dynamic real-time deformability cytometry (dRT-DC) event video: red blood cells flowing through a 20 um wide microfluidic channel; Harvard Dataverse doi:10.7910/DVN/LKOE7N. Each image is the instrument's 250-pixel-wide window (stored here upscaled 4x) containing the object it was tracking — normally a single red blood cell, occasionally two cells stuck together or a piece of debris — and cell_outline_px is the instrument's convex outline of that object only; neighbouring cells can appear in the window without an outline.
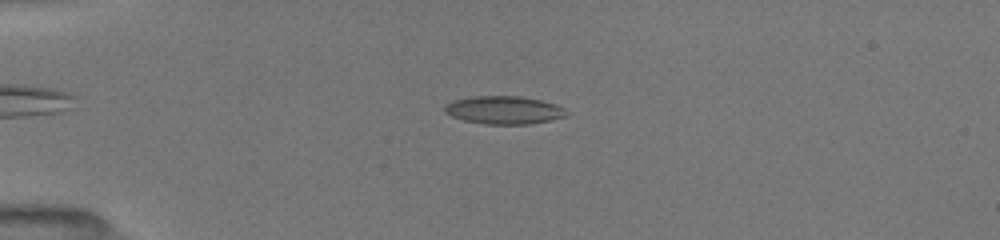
{"species": "common noctule bat (a hibernating species)", "species_latin": "Nyctalus noctula", "temperature_condition": "room temperature", "stored_images_in_passage": 79, "camera_frame_rate_fps": 3000, "um_per_image_px": 0.085, "animal": {"sex": "female", "body_mass_g": 19.5, "forearm_length_mm": 54.1}, "frame": {"image": 1, "passage_image": 28, "time_ms": 4.333, "image_size_px": [1000, 240], "cell_outline_px": [[564, 116], [548, 120], [524, 124], [488, 124], [468, 120], [456, 116], [448, 112], [444, 108], [448, 104], [456, 100], [480, 96], [516, 96], [536, 100], [552, 104], [560, 108]], "centroid_in_image_um": [42.8, 9.35], "position_along_channel_um": 42.2, "area_um2": 18.44}}
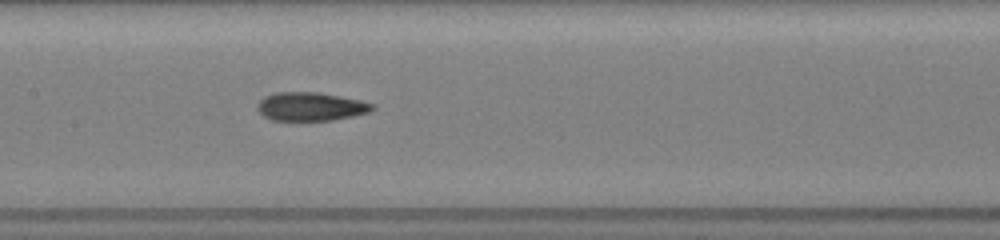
{"frame": {"image": 2, "passage_image": 56, "time_ms": 8.667, "image_size_px": [1000, 240], "cell_outline_px": [[372, 108], [368, 112], [352, 116], [328, 120], [272, 120], [264, 116], [260, 112], [260, 100], [264, 96], [276, 92], [316, 92], [356, 100], [372, 104]], "centroid_in_image_um": [26.35, 9.05], "position_along_channel_um": 181.1, "area_um2": 18.38}}
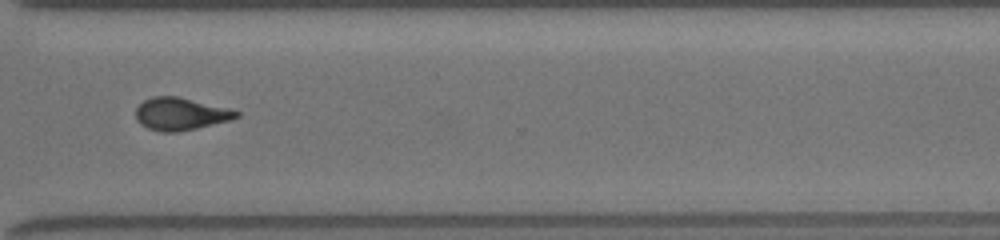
{"frame": {"image": 3, "passage_image": 77, "time_ms": 13.0, "image_size_px": [1000, 240], "cell_outline_px": [[240, 116], [228, 120], [180, 132], [160, 132], [148, 128], [140, 124], [136, 116], [136, 108], [144, 100], [152, 96], [180, 96], [228, 108], [240, 112]], "centroid_in_image_um": [15.33, 9.67], "position_along_channel_um": 355.3, "area_um2": 19.02}, "authors_computed_cell_mechanics": {"area_um2": 18.3804, "velocity_mm_per_s": 4.0296, "shape_relaxation_time_tau1_ms": 2.9941, "shape_relaxation_time_tau2_ms": 2.1257, "deformation_change_tau1": 0.1362, "deformation_change_tau2": 0.1021}}